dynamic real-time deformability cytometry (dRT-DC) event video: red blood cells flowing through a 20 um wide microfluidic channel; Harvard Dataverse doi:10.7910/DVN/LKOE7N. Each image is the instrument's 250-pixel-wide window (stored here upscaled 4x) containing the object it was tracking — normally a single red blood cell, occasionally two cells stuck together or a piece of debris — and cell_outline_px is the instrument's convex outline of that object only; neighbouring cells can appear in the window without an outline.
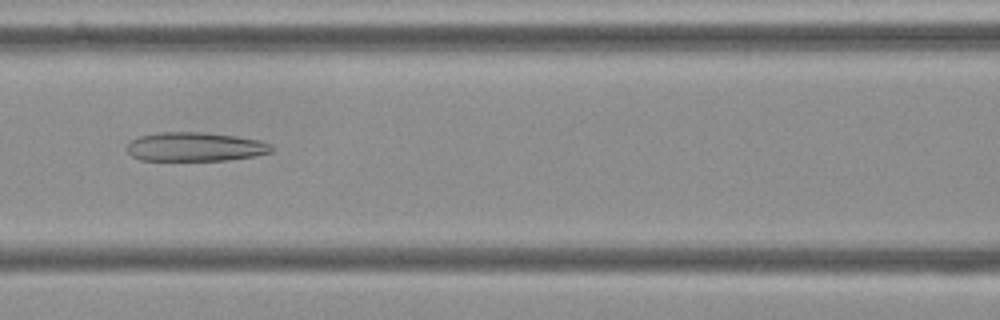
{"species": "Egyptian fruit bat (a non-hibernating species)", "species_latin": "Rousettus aegyptiacus", "temperature_condition": "cold", "stored_images_in_passage": 50, "camera_frame_rate_fps": 3000, "um_per_image_px": 0.085, "frame": {"image": 1, "passage_image": 19, "time_ms": 6.0, "image_size_px": [1000, 320], "cell_outline_px": [[272, 152], [256, 156], [224, 160], [140, 160], [132, 156], [128, 152], [128, 144], [132, 140], [140, 136], [156, 132], [204, 132], [236, 136], [260, 140], [272, 144]], "centroid_in_image_um": [16.61, 12.47], "position_along_channel_um": 150.0, "area_um2": 24.45}}
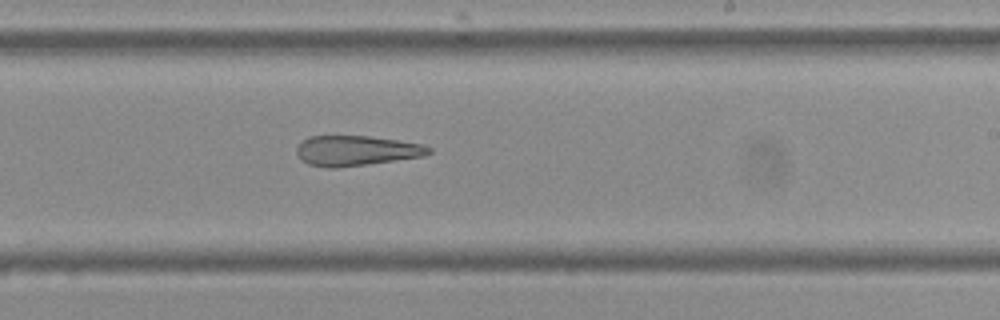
{"frame": {"image": 2, "passage_image": 28, "time_ms": 9.0, "image_size_px": [1000, 320], "cell_outline_px": [[432, 152], [424, 156], [368, 164], [336, 168], [324, 168], [308, 164], [300, 160], [296, 152], [296, 148], [308, 136], [368, 136], [424, 144], [432, 148]], "centroid_in_image_um": [30.27, 12.81], "position_along_channel_um": 258.7, "area_um2": 23.29}}
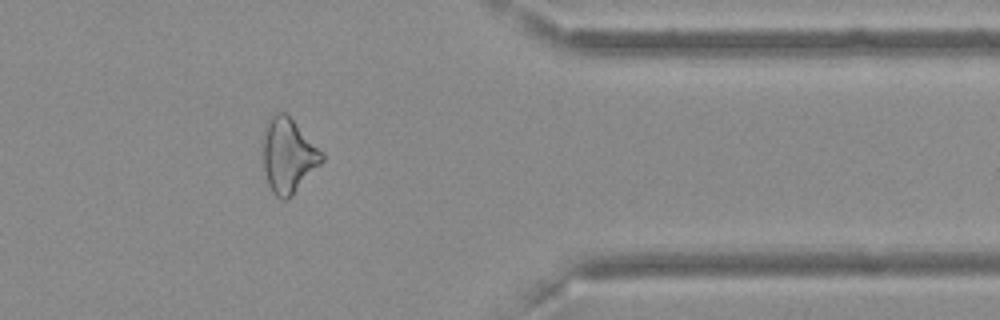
{"frame": {"image": 3, "passage_image": 40, "time_ms": 13.0, "image_size_px": [1000, 320], "cell_outline_px": [[324, 160], [292, 196], [288, 200], [280, 200], [272, 192], [268, 184], [264, 168], [264, 128], [272, 112], [284, 112], [324, 152]], "centroid_in_image_um": [24.51, 13.24], "position_along_channel_um": 386.9, "area_um2": 25.49}, "authors_computed_cell_mechanics": {"area_um2": 26.4146, "velocity_mm_per_s": 3.6331, "shape_relaxation_time_tau1_ms": null, "shape_relaxation_time_tau2_ms": 6.0125, "deformation_change_tau1": null, "deformation_change_tau2": 0.2019}}